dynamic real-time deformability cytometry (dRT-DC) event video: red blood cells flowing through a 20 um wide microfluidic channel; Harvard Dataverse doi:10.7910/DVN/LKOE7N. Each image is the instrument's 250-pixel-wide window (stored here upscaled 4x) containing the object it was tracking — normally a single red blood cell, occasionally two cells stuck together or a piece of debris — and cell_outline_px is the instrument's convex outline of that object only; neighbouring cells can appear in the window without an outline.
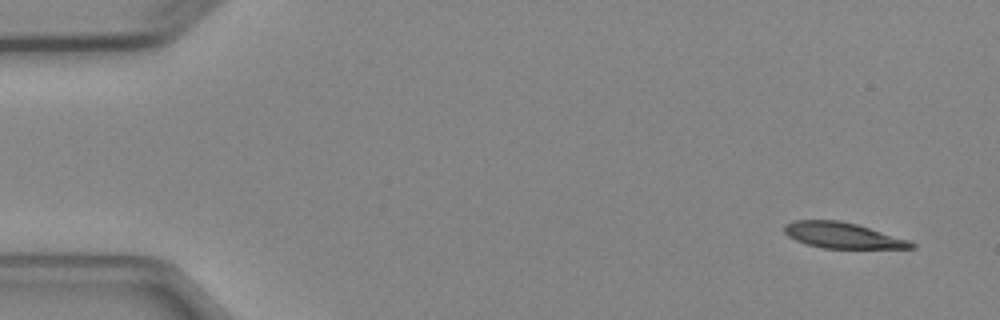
{"species": "Egyptian fruit bat (a non-hibernating species)", "species_latin": "Rousettus aegyptiacus", "temperature_condition": "cold", "stored_images_in_passage": 4, "camera_frame_rate_fps": 3000, "um_per_image_px": 0.085, "animal": {"sex": "female"}, "frame": {"image": 1, "passage_image": 1, "time_ms": 0.0, "image_size_px": [1000, 320], "cell_outline_px": [[916, 248], [824, 248], [808, 244], [796, 240], [788, 236], [784, 232], [784, 224], [792, 220], [840, 220], [856, 224], [908, 240], [916, 244]], "centroid_in_image_um": [71.58, 20.0], "position_along_channel_um": 13.4, "area_um2": 18.84}}
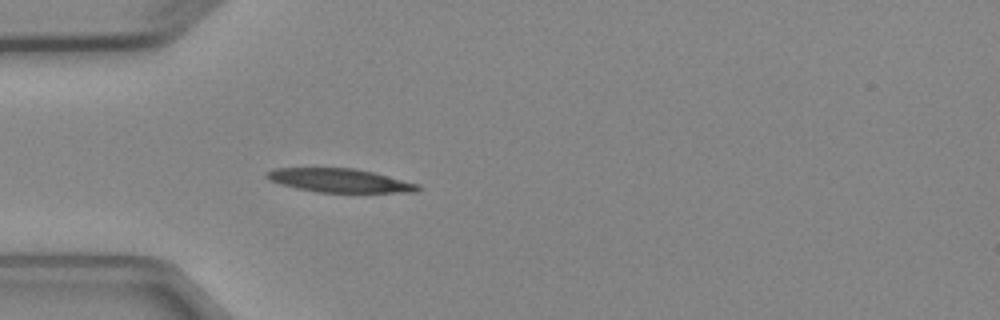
{"frame": {"image": 2, "passage_image": 4, "time_ms": 4.0, "image_size_px": [1000, 320], "cell_outline_px": [[420, 188], [416, 192], [316, 192], [296, 188], [280, 184], [268, 180], [264, 176], [264, 172], [276, 168], [352, 168], [372, 172], [420, 184]], "centroid_in_image_um": [28.81, 15.34], "position_along_channel_um": 56.2, "area_um2": 20.81}}